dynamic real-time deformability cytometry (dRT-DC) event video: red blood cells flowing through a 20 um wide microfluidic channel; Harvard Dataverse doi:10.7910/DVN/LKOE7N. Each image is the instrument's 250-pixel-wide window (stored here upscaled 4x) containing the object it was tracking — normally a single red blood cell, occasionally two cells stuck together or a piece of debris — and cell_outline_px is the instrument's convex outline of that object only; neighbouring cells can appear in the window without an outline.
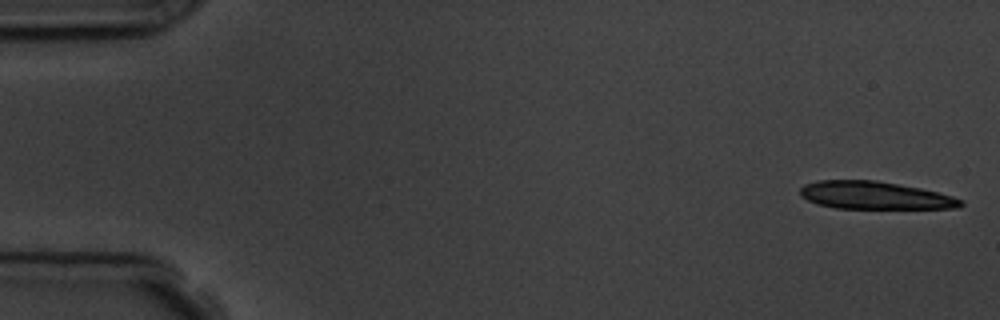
{"species": "common noctule bat (a hibernating species)", "species_latin": "Nyctalus noctula", "temperature_condition": "room temperature", "stored_images_in_passage": 5, "camera_frame_rate_fps": 3000, "um_per_image_px": 0.085, "animal": {"sex": "male", "body_mass_g": 19.5, "forearm_length_mm": 54.6}, "frame": {"image": 1, "passage_image": 1, "time_ms": 0.0, "image_size_px": [1000, 320], "cell_outline_px": [[964, 204], [960, 208], [836, 208], [816, 204], [800, 196], [800, 188], [804, 184], [816, 180], [876, 180], [920, 188], [952, 196], [964, 200]], "centroid_in_image_um": [74.33, 16.6], "position_along_channel_um": 10.7, "area_um2": 25.95}}